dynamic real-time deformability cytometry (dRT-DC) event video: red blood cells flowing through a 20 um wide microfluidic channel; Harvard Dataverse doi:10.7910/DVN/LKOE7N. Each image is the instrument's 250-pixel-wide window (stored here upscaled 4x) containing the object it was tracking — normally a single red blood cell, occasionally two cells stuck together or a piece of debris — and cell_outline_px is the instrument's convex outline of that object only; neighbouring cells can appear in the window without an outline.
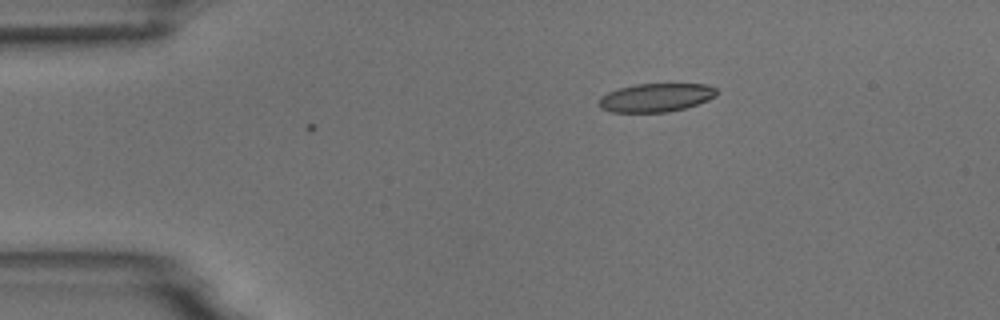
{"species": "common noctule bat (a hibernating species)", "species_latin": "Nyctalus noctula", "temperature_condition": "room temperature", "stored_images_in_passage": 3, "camera_frame_rate_fps": 3000, "um_per_image_px": 0.085, "animal": {"sex": "male", "body_mass_g": 18.8}, "frame": {"image": 1, "passage_image": 3, "time_ms": 2.333, "image_size_px": [1000, 320], "cell_outline_px": [[720, 92], [716, 96], [708, 100], [684, 108], [668, 112], [612, 112], [600, 108], [596, 104], [600, 96], [608, 92], [620, 88], [636, 84], [704, 84], [716, 88]], "centroid_in_image_um": [55.73, 8.3], "position_along_channel_um": 29.3, "area_um2": 19.65}}